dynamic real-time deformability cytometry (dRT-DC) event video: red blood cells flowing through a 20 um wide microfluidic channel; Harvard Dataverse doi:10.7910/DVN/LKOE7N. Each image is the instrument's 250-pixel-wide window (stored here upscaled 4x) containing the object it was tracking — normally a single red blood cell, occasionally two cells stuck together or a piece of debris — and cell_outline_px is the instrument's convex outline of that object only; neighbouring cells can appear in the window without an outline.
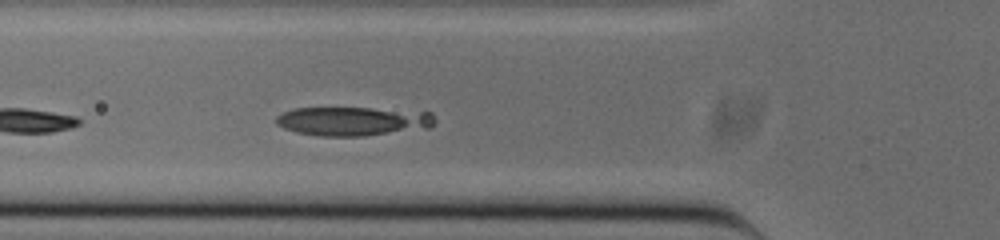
{"species": "common noctule bat (a hibernating species)", "species_latin": "Nyctalus noctula", "temperature_condition": "cold", "stored_images_in_passage": 15, "camera_frame_rate_fps": 3000, "um_per_image_px": 0.085, "animal": {"sex": "male", "body_mass_g": 20.0, "forearm_length_mm": 53.3}, "frame": {"image": 1, "passage_image": 11, "time_ms": 3.333, "image_size_px": [1000, 240], "cell_outline_px": [[436, 120], [428, 128], [364, 136], [320, 136], [296, 132], [284, 128], [276, 124], [276, 116], [284, 112], [296, 108], [372, 108], [432, 112]], "centroid_in_image_um": [30.01, 10.3], "position_along_channel_um": 95.8, "area_um2": 26.76}}